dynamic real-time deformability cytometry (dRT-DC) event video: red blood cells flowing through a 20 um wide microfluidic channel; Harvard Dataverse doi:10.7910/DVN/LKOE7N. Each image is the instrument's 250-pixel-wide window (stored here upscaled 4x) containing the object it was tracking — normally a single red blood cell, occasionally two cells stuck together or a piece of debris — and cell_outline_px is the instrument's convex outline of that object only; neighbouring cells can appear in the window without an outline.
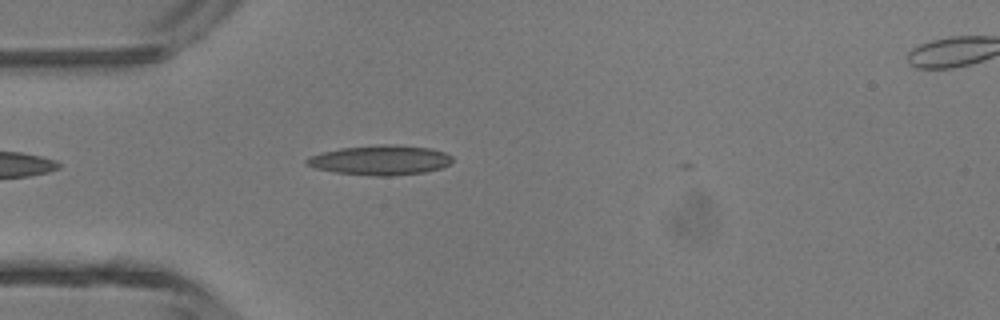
{"species": "common noctule bat (a hibernating species)", "species_latin": "Nyctalus noctula", "temperature_condition": "room temperature", "stored_images_in_passage": 6, "camera_frame_rate_fps": 3000, "um_per_image_px": 0.085, "animal": {"sex": "male", "body_mass_g": 13.3}, "frame": {"image": 1, "passage_image": 4, "time_ms": 1.0, "image_size_px": [1000, 320], "cell_outline_px": [[452, 160], [448, 164], [440, 168], [424, 172], [388, 176], [372, 176], [336, 172], [316, 168], [304, 164], [304, 160], [308, 156], [340, 148], [380, 144], [388, 144], [432, 148], [444, 152], [452, 156]], "centroid_in_image_um": [32.29, 13.6], "position_along_channel_um": 52.7, "area_um2": 25.2}}